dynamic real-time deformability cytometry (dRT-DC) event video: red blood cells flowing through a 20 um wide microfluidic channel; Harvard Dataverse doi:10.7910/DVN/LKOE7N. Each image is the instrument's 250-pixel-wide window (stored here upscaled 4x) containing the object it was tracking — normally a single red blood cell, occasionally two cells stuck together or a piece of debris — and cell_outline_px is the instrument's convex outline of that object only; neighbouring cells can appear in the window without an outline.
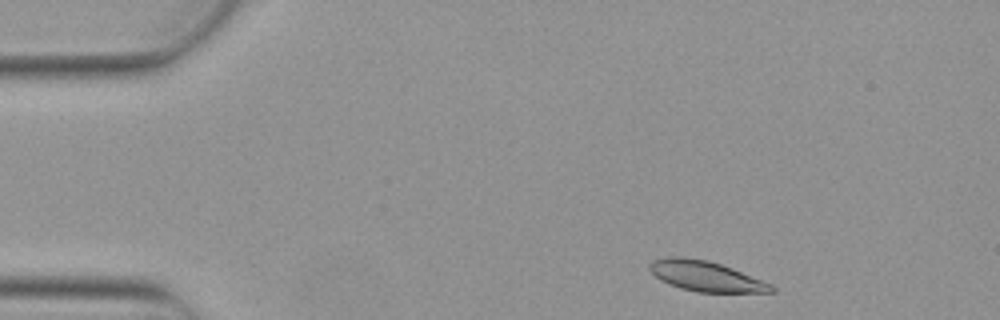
{"species": "Egyptian fruit bat (a non-hibernating species)", "species_latin": "Rousettus aegyptiacus", "temperature_condition": "warm", "stored_images_in_passage": 3, "camera_frame_rate_fps": 3000, "um_per_image_px": 0.085, "animal": {"sex": "female"}, "frame": {"image": 1, "passage_image": 1, "time_ms": 0.0, "image_size_px": [1000, 320], "cell_outline_px": [[776, 292], [696, 292], [680, 288], [668, 284], [660, 280], [648, 268], [648, 264], [652, 260], [668, 256], [684, 256], [708, 260], [732, 268], [772, 284], [776, 288]], "centroid_in_image_um": [59.97, 23.46], "position_along_channel_um": 25.0, "area_um2": 21.62}}